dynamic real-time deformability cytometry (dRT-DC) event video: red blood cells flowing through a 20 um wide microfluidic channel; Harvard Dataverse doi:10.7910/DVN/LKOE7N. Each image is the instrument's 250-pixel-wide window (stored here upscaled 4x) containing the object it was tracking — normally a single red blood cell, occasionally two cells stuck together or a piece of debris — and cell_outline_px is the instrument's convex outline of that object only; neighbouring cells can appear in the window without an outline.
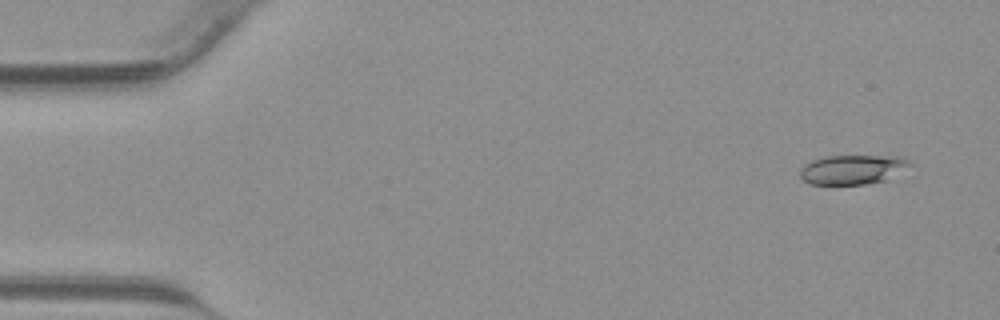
{"species": "common noctule bat (a hibernating species)", "species_latin": "Nyctalus noctula", "temperature_condition": "warm", "stored_images_in_passage": 41, "camera_frame_rate_fps": 3000, "um_per_image_px": 0.085, "animal": {"sex": "male", "body_mass_g": 23.1, "forearm_length_mm": 52.7}, "frame": {"image": 1, "passage_image": 1, "time_ms": 0.0, "image_size_px": [1000, 320], "cell_outline_px": [[912, 164], [884, 180], [864, 184], [808, 184], [800, 176], [800, 168], [804, 164], [812, 160], [828, 156], [896, 156], [908, 160]], "centroid_in_image_um": [72.39, 14.4], "position_along_channel_um": 12.6, "area_um2": 18.5}}
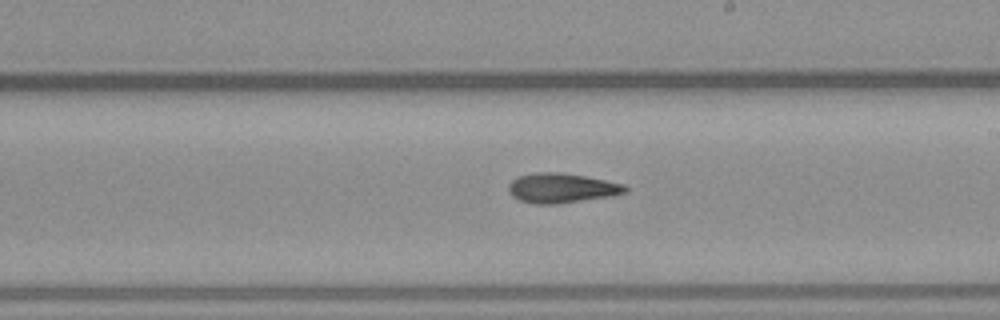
{"frame": {"image": 2, "passage_image": 23, "time_ms": 7.333, "image_size_px": [1000, 320], "cell_outline_px": [[628, 192], [612, 196], [556, 204], [536, 204], [520, 200], [512, 196], [508, 192], [508, 184], [516, 176], [536, 172], [560, 172], [584, 176], [624, 184], [628, 188]], "centroid_in_image_um": [47.72, 15.98], "position_along_channel_um": 241.3, "area_um2": 20.29}}
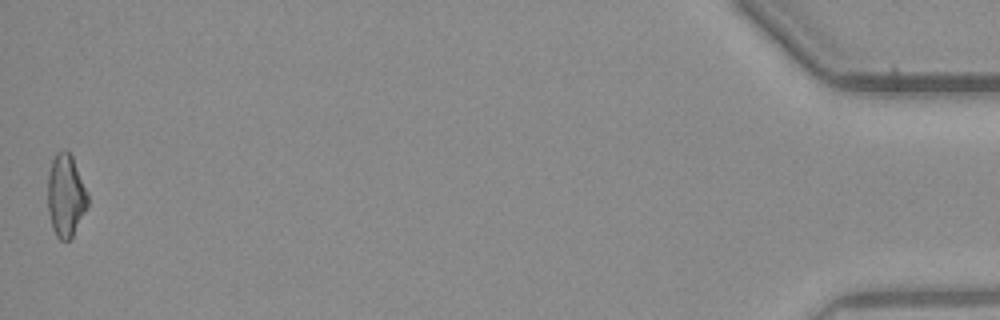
{"frame": {"image": 3, "passage_image": 41, "time_ms": 13.333, "image_size_px": [1000, 320], "cell_outline_px": [[88, 204], [72, 236], [68, 240], [60, 240], [56, 236], [52, 228], [48, 212], [48, 172], [52, 160], [56, 152], [64, 148], [72, 156], [88, 192]], "centroid_in_image_um": [5.58, 16.59], "position_along_channel_um": 429.6, "area_um2": 19.25}}